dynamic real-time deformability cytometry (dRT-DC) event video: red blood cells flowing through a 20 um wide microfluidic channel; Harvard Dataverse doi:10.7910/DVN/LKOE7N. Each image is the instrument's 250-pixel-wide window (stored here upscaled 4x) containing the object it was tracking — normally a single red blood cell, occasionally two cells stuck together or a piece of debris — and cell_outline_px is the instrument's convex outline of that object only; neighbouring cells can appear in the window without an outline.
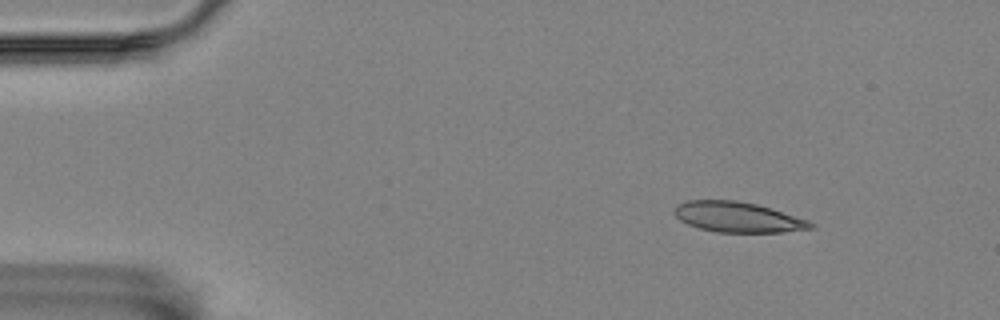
{"species": "Egyptian fruit bat (a non-hibernating species)", "species_latin": "Rousettus aegyptiacus", "temperature_condition": "room temperature", "stored_images_in_passage": 7, "camera_frame_rate_fps": 3000, "um_per_image_px": 0.085, "animal": {"sex": "female"}, "frame": {"image": 1, "passage_image": 2, "time_ms": 0.333, "image_size_px": [1000, 320], "cell_outline_px": [[816, 228], [780, 232], [716, 232], [700, 228], [688, 224], [680, 220], [672, 212], [676, 204], [688, 200], [736, 200], [756, 204], [808, 220], [816, 224]], "centroid_in_image_um": [62.69, 18.45], "position_along_channel_um": 22.3, "area_um2": 24.04}}
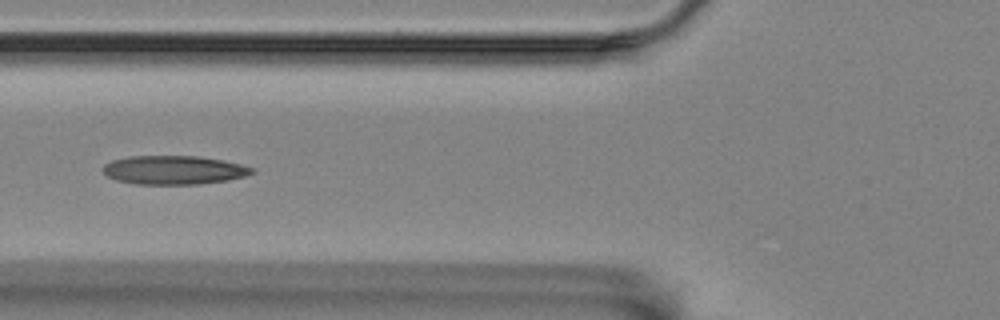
{"frame": {"image": 2, "passage_image": 6, "time_ms": 1.667, "image_size_px": [1000, 320], "cell_outline_px": [[256, 172], [244, 176], [228, 180], [200, 184], [136, 184], [116, 180], [108, 176], [100, 168], [104, 164], [112, 160], [128, 156], [196, 156], [224, 160], [240, 164], [252, 168]], "centroid_in_image_um": [14.75, 14.45], "position_along_channel_um": 111.1, "area_um2": 25.03}}
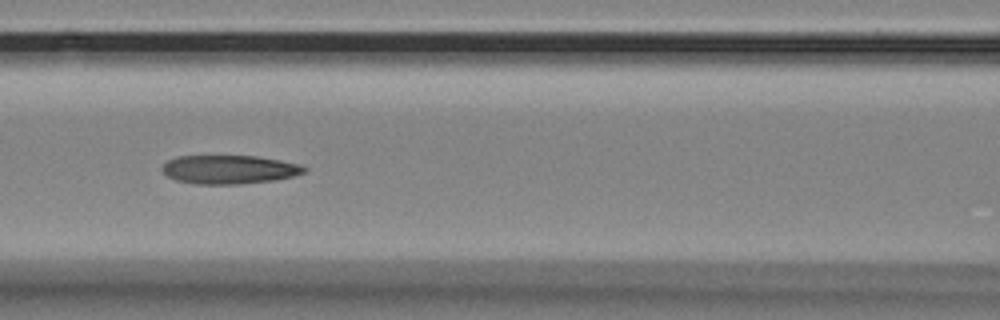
{"frame": {"image": 3, "passage_image": 7, "time_ms": 2.0, "image_size_px": [1000, 320], "cell_outline_px": [[308, 168], [304, 172], [292, 176], [272, 180], [240, 184], [196, 184], [176, 180], [168, 176], [160, 168], [168, 160], [176, 156], [256, 156], [280, 160], [296, 164]], "centroid_in_image_um": [19.44, 14.4], "position_along_channel_um": 147.2, "area_um2": 23.52}}